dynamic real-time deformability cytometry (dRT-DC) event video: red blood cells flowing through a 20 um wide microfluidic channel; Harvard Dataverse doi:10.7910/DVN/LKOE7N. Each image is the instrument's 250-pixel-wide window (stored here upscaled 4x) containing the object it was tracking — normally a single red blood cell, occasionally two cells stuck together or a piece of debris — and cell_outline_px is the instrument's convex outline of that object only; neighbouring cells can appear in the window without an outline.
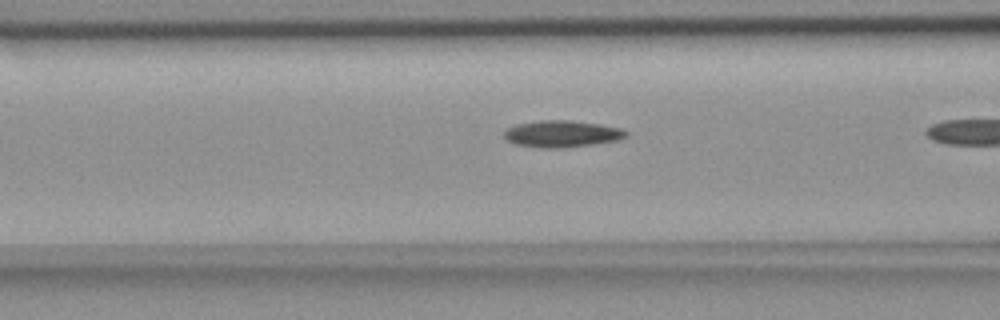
{"species": "common noctule bat (a hibernating species)", "species_latin": "Nyctalus noctula", "temperature_condition": "room temperature", "stored_images_in_passage": 16, "camera_frame_rate_fps": 3000, "um_per_image_px": 0.085, "animal": {"sex": "female", "body_mass_g": 18.4}, "frame": {"image": 1, "passage_image": 15, "time_ms": 4.667, "image_size_px": [1000, 320], "cell_outline_px": [[628, 136], [616, 140], [592, 144], [556, 148], [548, 148], [516, 144], [508, 140], [504, 136], [504, 132], [508, 128], [516, 124], [540, 120], [572, 120], [600, 124], [624, 128], [628, 132]], "centroid_in_image_um": [47.8, 11.35], "position_along_channel_um": 118.8, "area_um2": 18.84}}